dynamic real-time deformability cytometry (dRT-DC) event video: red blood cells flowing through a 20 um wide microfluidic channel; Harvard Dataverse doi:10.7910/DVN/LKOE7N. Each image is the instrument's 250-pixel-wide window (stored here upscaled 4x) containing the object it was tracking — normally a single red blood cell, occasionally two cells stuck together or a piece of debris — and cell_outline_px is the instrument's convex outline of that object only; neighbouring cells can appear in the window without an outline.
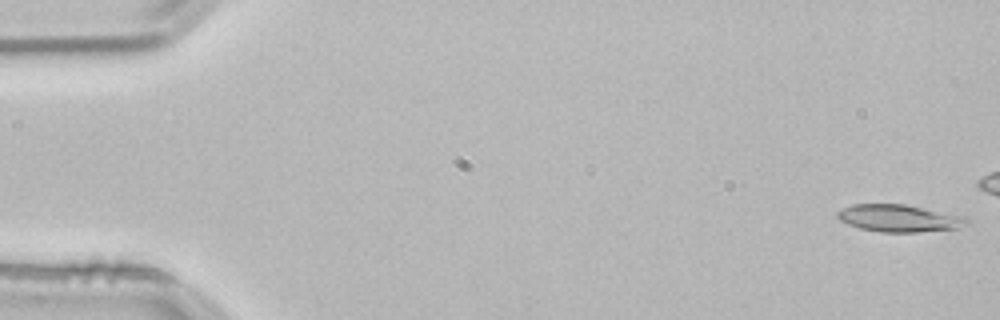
{"species": "common noctule bat (a hibernating species)", "species_latin": "Nyctalus noctula", "temperature_condition": "room temperature", "stored_images_in_passage": 16, "camera_frame_rate_fps": 3000, "um_per_image_px": 0.085, "animal": {"sex": "male", "body_mass_g": 21.5, "forearm_length_mm": 52.0}, "frame": {"image": 1, "passage_image": 1, "time_ms": 0.0, "image_size_px": [1000, 320], "cell_outline_px": [[972, 224], [956, 228], [920, 232], [880, 232], [860, 228], [848, 224], [840, 220], [836, 216], [836, 212], [852, 204], [904, 204], [964, 216], [972, 220]], "centroid_in_image_um": [76.46, 18.55], "position_along_channel_um": 8.5, "area_um2": 20.63}}